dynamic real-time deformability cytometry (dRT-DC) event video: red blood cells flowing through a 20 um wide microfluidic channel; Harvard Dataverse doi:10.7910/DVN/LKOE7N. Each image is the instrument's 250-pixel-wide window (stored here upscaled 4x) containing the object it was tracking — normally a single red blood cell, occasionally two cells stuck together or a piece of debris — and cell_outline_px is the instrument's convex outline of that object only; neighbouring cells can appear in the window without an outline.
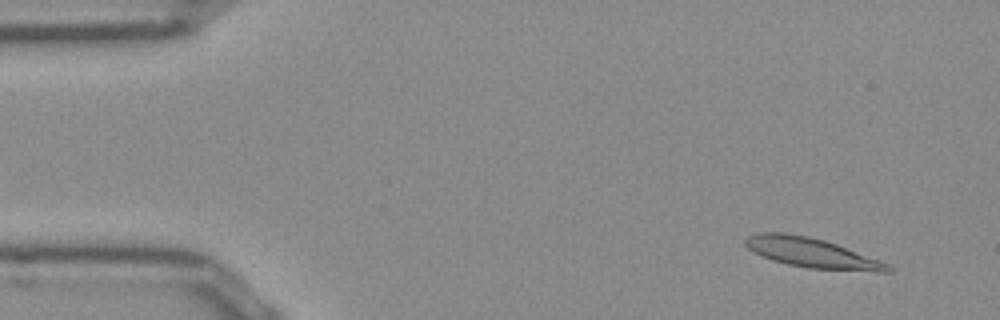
{"species": "Egyptian fruit bat (a non-hibernating species)", "species_latin": "Rousettus aegyptiacus", "temperature_condition": "room temperature", "stored_images_in_passage": 51, "camera_frame_rate_fps": 3000, "um_per_image_px": 0.085, "frame": {"image": 1, "passage_image": 4, "time_ms": 1.0, "image_size_px": [1000, 320], "cell_outline_px": [[892, 272], [876, 272], [808, 268], [788, 264], [772, 260], [748, 248], [744, 244], [744, 240], [748, 236], [756, 232], [784, 232], [808, 236], [824, 240], [836, 244], [880, 260], [888, 264], [892, 268]], "centroid_in_image_um": [69.01, 21.49], "position_along_channel_um": 16.0, "area_um2": 24.62}}
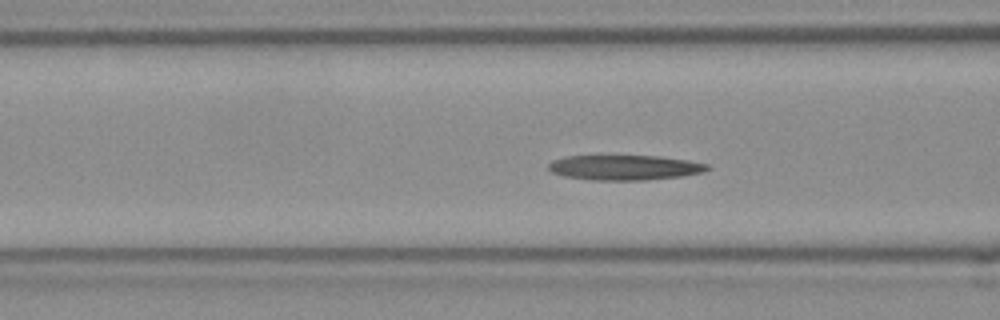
{"frame": {"image": 2, "passage_image": 19, "time_ms": 6.0, "image_size_px": [1000, 320], "cell_outline_px": [[712, 168], [704, 172], [680, 176], [644, 180], [588, 180], [564, 176], [552, 172], [548, 168], [548, 164], [552, 160], [568, 156], [660, 156], [688, 160], [708, 164]], "centroid_in_image_um": [53.1, 14.24], "position_along_channel_um": 113.5, "area_um2": 23.18}}
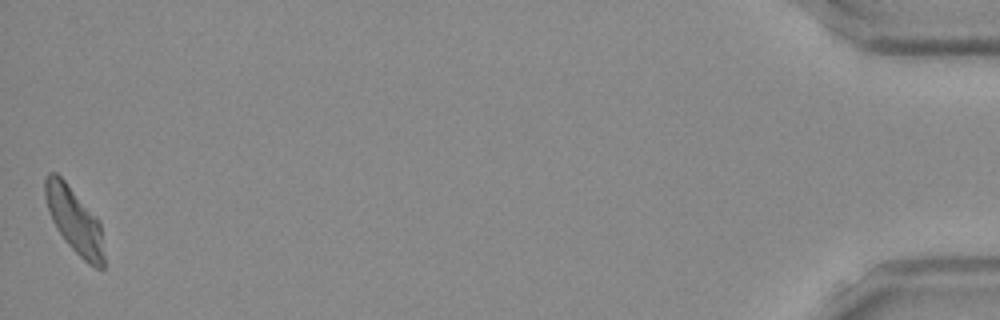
{"frame": {"image": 3, "passage_image": 51, "time_ms": 16.667, "image_size_px": [1000, 320], "cell_outline_px": [[104, 268], [96, 268], [88, 264], [64, 240], [56, 228], [52, 220], [44, 196], [44, 180], [48, 172], [56, 172], [64, 180], [100, 220], [104, 256]], "centroid_in_image_um": [6.32, 18.72], "position_along_channel_um": 428.9, "area_um2": 22.48}, "authors_computed_cell_mechanics": {"area_um2": 23.12, "velocity_mm_per_s": 3.8917, "shape_relaxation_time_tau1_ms": null, "shape_relaxation_time_tau2_ms": 5.8618, "deformation_change_tau1": null, "deformation_change_tau2": 0.161}}